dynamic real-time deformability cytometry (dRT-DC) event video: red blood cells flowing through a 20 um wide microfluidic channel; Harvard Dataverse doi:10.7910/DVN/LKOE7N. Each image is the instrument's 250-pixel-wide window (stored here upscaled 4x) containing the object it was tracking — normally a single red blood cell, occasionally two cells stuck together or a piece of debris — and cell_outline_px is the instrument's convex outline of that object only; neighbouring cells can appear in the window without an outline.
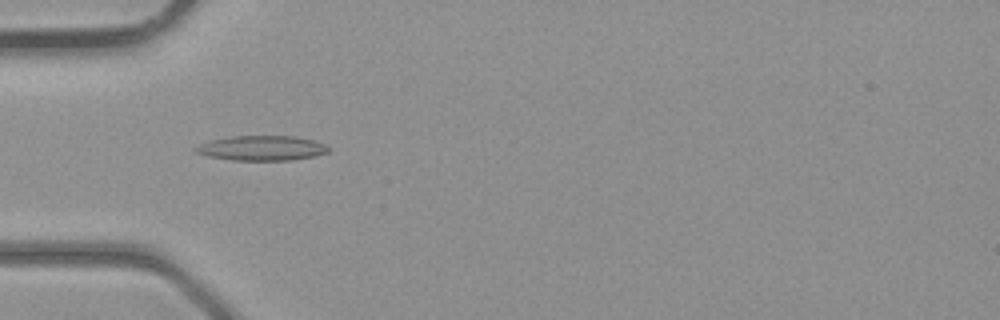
{"species": "common noctule bat (a hibernating species)", "species_latin": "Nyctalus noctula", "temperature_condition": "room temperature", "stored_images_in_passage": 27, "camera_frame_rate_fps": 3000, "um_per_image_px": 0.085, "animal": {"sex": "male", "body_mass_g": 23.1, "forearm_length_mm": 52.7}, "frame": {"image": 1, "passage_image": 1, "time_ms": 0.0, "image_size_px": [1000, 320], "cell_outline_px": [[332, 148], [328, 152], [316, 156], [292, 160], [232, 160], [208, 156], [196, 152], [192, 148], [208, 140], [232, 136], [296, 136], [312, 140], [324, 144]], "centroid_in_image_um": [22.25, 12.59], "position_along_channel_um": 62.7, "area_um2": 19.36}}
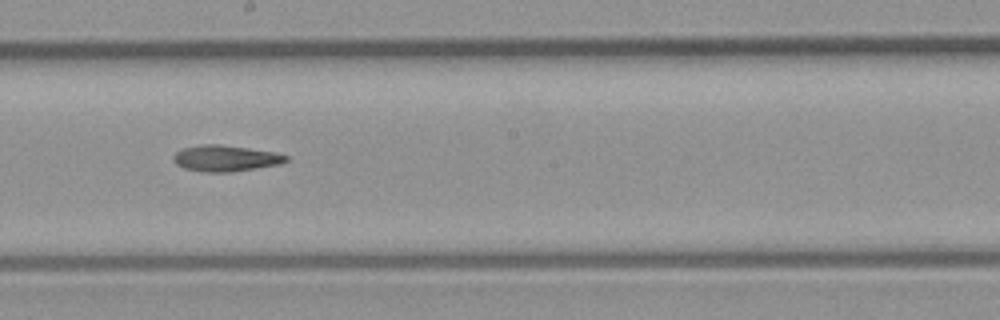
{"frame": {"image": 2, "passage_image": 11, "time_ms": 3.333, "image_size_px": [1000, 320], "cell_outline_px": [[288, 160], [280, 164], [228, 172], [204, 172], [184, 168], [176, 164], [172, 160], [172, 156], [180, 148], [204, 144], [216, 144], [248, 148], [276, 152], [288, 156]], "centroid_in_image_um": [19.13, 13.45], "position_along_channel_um": 229.1, "area_um2": 17.11}}
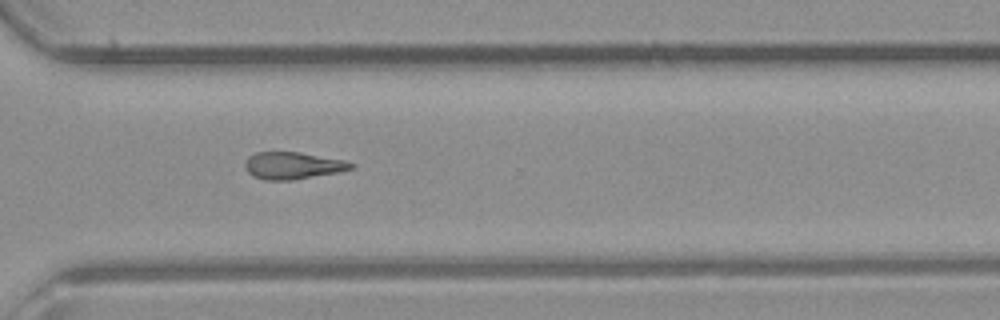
{"frame": {"image": 3, "passage_image": 18, "time_ms": 5.667, "image_size_px": [1000, 320], "cell_outline_px": [[356, 164], [352, 168], [336, 172], [292, 180], [264, 180], [252, 176], [244, 168], [244, 164], [248, 156], [256, 152], [300, 152], [344, 160]], "centroid_in_image_um": [24.83, 14.07], "position_along_channel_um": 345.8, "area_um2": 16.7}}